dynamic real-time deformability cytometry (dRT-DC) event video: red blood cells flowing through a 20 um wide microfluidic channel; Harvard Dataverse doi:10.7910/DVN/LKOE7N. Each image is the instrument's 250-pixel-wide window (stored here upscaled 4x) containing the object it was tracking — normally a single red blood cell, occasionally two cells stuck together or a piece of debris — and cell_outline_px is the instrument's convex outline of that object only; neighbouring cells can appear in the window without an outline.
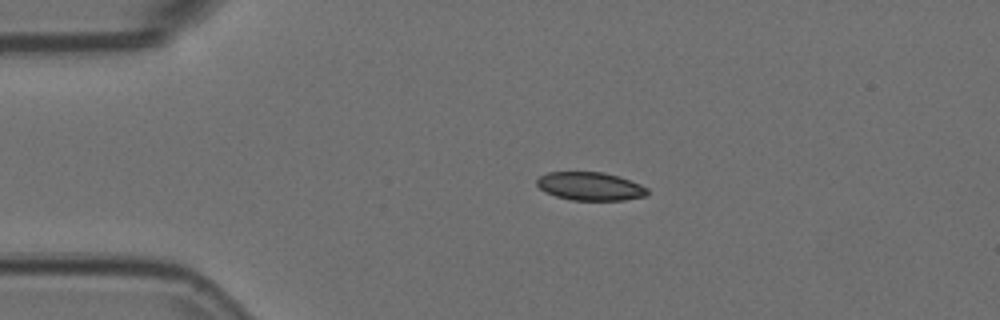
{"species": "Egyptian fruit bat (a non-hibernating species)", "species_latin": "Rousettus aegyptiacus", "temperature_condition": "room temperature", "stored_images_in_passage": 4, "camera_frame_rate_fps": 3000, "um_per_image_px": 0.085, "animal": {"sex": "female"}, "frame": {"image": 1, "passage_image": 3, "time_ms": 0.667, "image_size_px": [1000, 320], "cell_outline_px": [[648, 196], [624, 200], [572, 200], [556, 196], [544, 192], [536, 184], [536, 180], [540, 176], [548, 172], [600, 172], [620, 176], [640, 184], [648, 188]], "centroid_in_image_um": [50.18, 15.84], "position_along_channel_um": 34.8, "area_um2": 18.32}}